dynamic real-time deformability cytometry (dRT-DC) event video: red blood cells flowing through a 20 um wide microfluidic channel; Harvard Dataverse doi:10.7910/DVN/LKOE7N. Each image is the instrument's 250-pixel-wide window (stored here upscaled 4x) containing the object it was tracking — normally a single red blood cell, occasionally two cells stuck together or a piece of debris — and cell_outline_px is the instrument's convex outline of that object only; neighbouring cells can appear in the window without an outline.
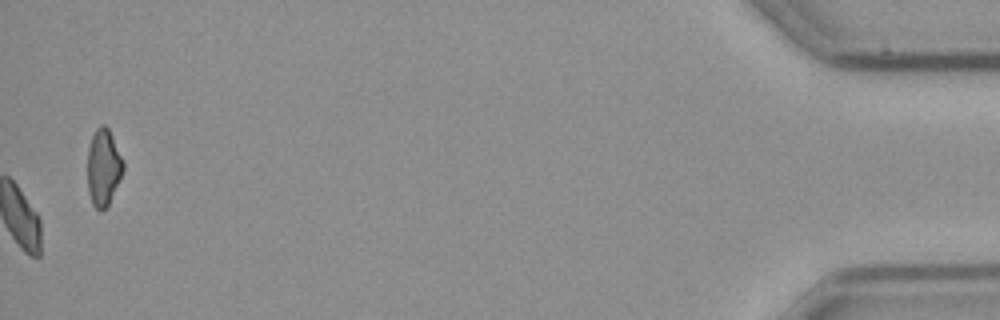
{"species": "common noctule bat (a hibernating species)", "species_latin": "Nyctalus noctula", "temperature_condition": "cold", "stored_images_in_passage": 57, "camera_frame_rate_fps": 3000, "um_per_image_px": 0.085, "animal": {"sex": "male", "body_mass_g": 23.1, "forearm_length_mm": 52.7}, "frame": {"image": 1, "passage_image": 57, "time_ms": 18.667, "image_size_px": [1000, 320], "cell_outline_px": [[124, 168], [108, 204], [100, 212], [92, 204], [88, 192], [88, 148], [92, 136], [96, 128], [100, 124], [104, 124], [108, 128], [124, 160]], "centroid_in_image_um": [8.78, 14.2], "position_along_channel_um": 426.4, "area_um2": 15.84}, "authors_computed_cell_mechanics": {"area_um2": 17.1666, "velocity_mm_per_s": 3.6837, "shape_relaxation_time_tau1_ms": null, "shape_relaxation_time_tau2_ms": 7.2639, "deformation_change_tau1": null, "deformation_change_tau2": 0.0928}}